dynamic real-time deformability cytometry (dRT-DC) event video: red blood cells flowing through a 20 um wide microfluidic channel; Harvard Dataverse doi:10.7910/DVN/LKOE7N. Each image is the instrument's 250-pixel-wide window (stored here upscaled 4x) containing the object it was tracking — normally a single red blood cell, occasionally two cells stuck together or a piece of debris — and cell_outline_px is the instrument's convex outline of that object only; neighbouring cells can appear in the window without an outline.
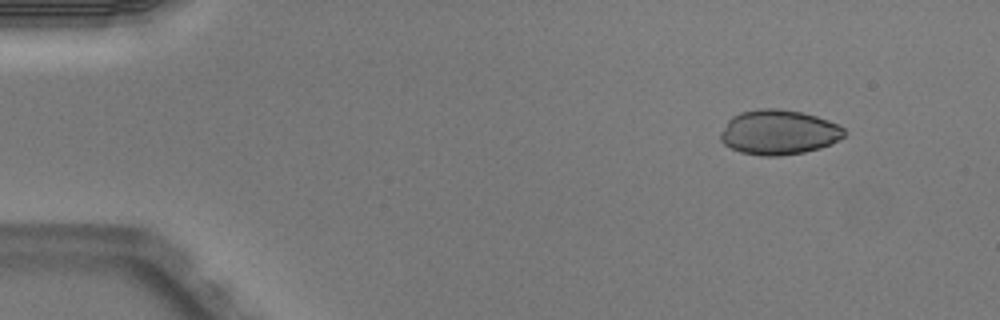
{"species": "Egyptian fruit bat (a non-hibernating species)", "species_latin": "Rousettus aegyptiacus", "temperature_condition": "warm", "stored_images_in_passage": 3, "camera_frame_rate_fps": 3000, "um_per_image_px": 0.085, "animal": {"sex": "male"}, "frame": {"image": 1, "passage_image": 1, "time_ms": 0.0, "image_size_px": [1000, 320], "cell_outline_px": [[848, 132], [844, 136], [832, 144], [820, 148], [804, 152], [776, 156], [760, 156], [740, 152], [724, 144], [720, 140], [720, 132], [728, 120], [732, 116], [740, 112], [760, 108], [780, 108], [804, 112], [840, 124]], "centroid_in_image_um": [66.21, 11.23], "position_along_channel_um": 18.8, "area_um2": 32.71}}